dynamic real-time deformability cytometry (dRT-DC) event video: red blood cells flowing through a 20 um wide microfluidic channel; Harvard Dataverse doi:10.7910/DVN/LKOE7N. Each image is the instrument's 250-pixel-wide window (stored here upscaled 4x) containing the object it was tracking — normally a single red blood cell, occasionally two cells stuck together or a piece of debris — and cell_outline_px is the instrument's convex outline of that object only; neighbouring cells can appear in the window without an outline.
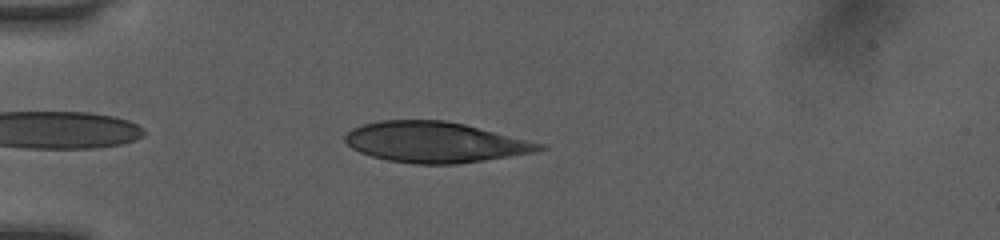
{"species": "human", "species_latin": "Homo sapiens", "temperature_condition": "room temperature", "stored_images_in_passage": 35, "camera_frame_rate_fps": 3000, "um_per_image_px": 0.085, "donor": {"sex": "female"}, "frame": {"image": 1, "passage_image": 4, "time_ms": 1.0, "image_size_px": [1000, 240], "cell_outline_px": [[548, 148], [532, 152], [456, 164], [412, 164], [388, 160], [372, 156], [360, 152], [352, 148], [344, 140], [344, 136], [352, 128], [364, 124], [380, 120], [444, 120], [464, 124], [548, 144]], "centroid_in_image_um": [36.99, 12.08], "position_along_channel_um": 48.0, "area_um2": 45.84}}
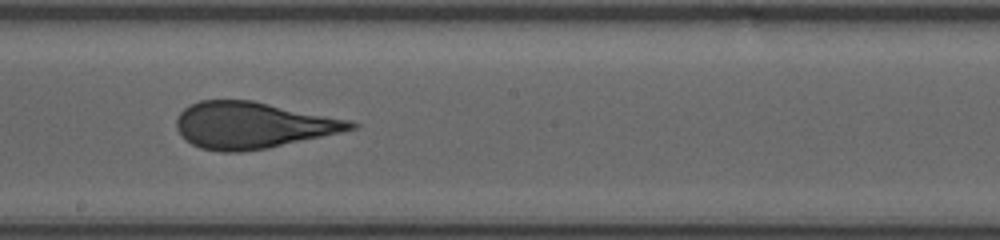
{"frame": {"image": 2, "passage_image": 18, "time_ms": 5.667, "image_size_px": [1000, 240], "cell_outline_px": [[360, 124], [356, 128], [340, 132], [268, 148], [240, 152], [220, 152], [200, 148], [184, 140], [180, 136], [176, 128], [176, 120], [180, 112], [184, 108], [200, 100], [252, 100], [352, 120]], "centroid_in_image_um": [21.45, 10.64], "position_along_channel_um": 226.8, "area_um2": 47.28}}
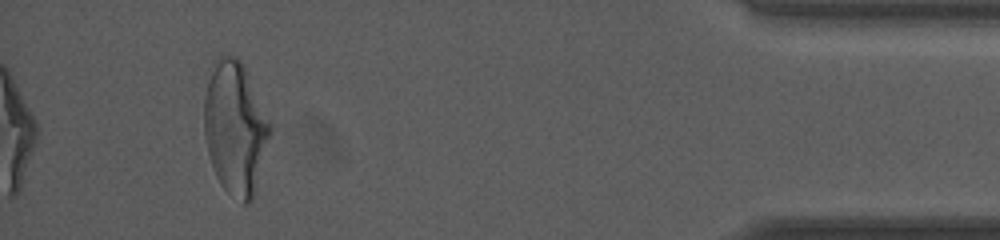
{"frame": {"image": 3, "passage_image": 35, "time_ms": 11.333, "image_size_px": [1000, 240], "cell_outline_px": [[272, 132], [252, 196], [248, 204], [244, 204], [228, 192], [220, 184], [212, 168], [204, 136], [204, 96], [212, 64], [220, 56], [236, 56], [244, 64], [272, 124]], "centroid_in_image_um": [19.99, 10.83], "position_along_channel_um": 415.2, "area_um2": 51.04}, "authors_computed_cell_mechanics": {"area_um2": 46.818, "velocity_mm_per_s": 4.0689, "shape_relaxation_time_tau1_ms": 4.4262, "shape_relaxation_time_tau2_ms": 0.667, "deformation_change_tau1": 0.177, "deformation_change_tau2": 0.0627}}